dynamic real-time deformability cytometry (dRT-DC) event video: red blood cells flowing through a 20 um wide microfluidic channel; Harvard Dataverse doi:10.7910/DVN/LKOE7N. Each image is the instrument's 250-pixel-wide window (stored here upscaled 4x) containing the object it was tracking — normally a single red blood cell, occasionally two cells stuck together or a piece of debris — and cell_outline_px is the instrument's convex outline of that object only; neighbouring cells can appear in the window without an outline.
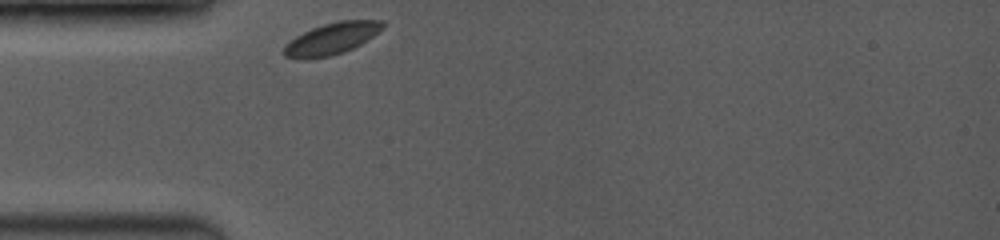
{"species": "common noctule bat (a hibernating species)", "species_latin": "Nyctalus noctula", "temperature_condition": "room temperature", "stored_images_in_passage": 3, "camera_frame_rate_fps": 3500, "um_per_image_px": 0.085, "animal": {"sex": "female", "body_mass_g": 19.0, "forearm_length_mm": 53.3}, "frame": {"image": 1, "passage_image": 1, "time_ms": 0.0, "image_size_px": [1000, 240], "cell_outline_px": [[384, 28], [360, 44], [344, 52], [328, 56], [304, 60], [284, 56], [280, 52], [284, 44], [296, 36], [312, 28], [324, 24], [340, 20], [384, 20]], "centroid_in_image_um": [28.14, 3.29], "position_along_channel_um": 56.9, "area_um2": 18.32}}